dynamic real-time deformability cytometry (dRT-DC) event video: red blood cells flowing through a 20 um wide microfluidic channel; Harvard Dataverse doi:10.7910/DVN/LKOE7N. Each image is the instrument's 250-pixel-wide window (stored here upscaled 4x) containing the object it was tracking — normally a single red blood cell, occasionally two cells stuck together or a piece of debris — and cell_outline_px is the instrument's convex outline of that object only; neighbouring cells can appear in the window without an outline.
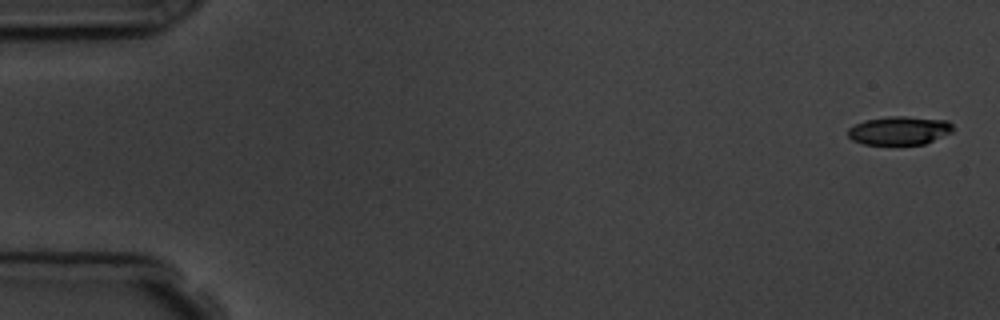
{"species": "common noctule bat (a hibernating species)", "species_latin": "Nyctalus noctula", "temperature_condition": "room temperature", "stored_images_in_passage": 6, "camera_frame_rate_fps": 3000, "um_per_image_px": 0.085, "animal": {"sex": "male", "body_mass_g": 19.5, "forearm_length_mm": 54.6}, "frame": {"image": 1, "passage_image": 1, "time_ms": 0.0, "image_size_px": [1000, 320], "cell_outline_px": [[952, 132], [924, 144], [864, 144], [852, 140], [848, 136], [848, 128], [864, 120], [888, 116], [904, 116], [948, 120], [952, 124]], "centroid_in_image_um": [76.43, 11.08], "position_along_channel_um": 8.6, "area_um2": 17.4}}
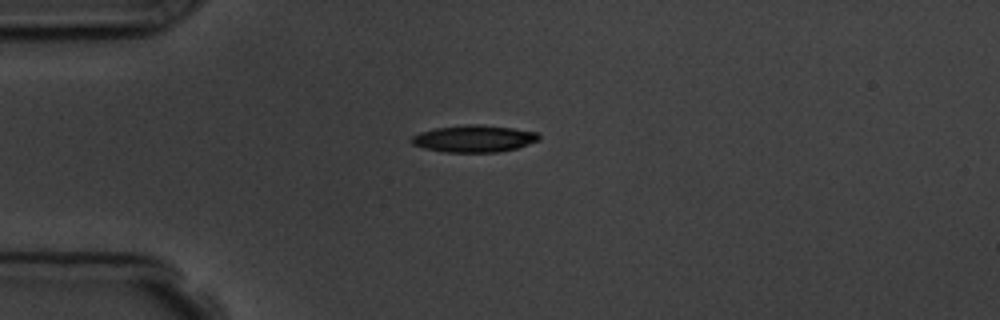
{"frame": {"image": 2, "passage_image": 5, "time_ms": 4.333, "image_size_px": [1000, 320], "cell_outline_px": [[540, 140], [516, 148], [496, 152], [444, 152], [424, 148], [412, 144], [408, 140], [412, 136], [420, 132], [436, 128], [468, 124], [480, 124], [512, 128], [536, 132], [540, 136]], "centroid_in_image_um": [40.26, 11.78], "position_along_channel_um": 44.7, "area_um2": 20.0}}